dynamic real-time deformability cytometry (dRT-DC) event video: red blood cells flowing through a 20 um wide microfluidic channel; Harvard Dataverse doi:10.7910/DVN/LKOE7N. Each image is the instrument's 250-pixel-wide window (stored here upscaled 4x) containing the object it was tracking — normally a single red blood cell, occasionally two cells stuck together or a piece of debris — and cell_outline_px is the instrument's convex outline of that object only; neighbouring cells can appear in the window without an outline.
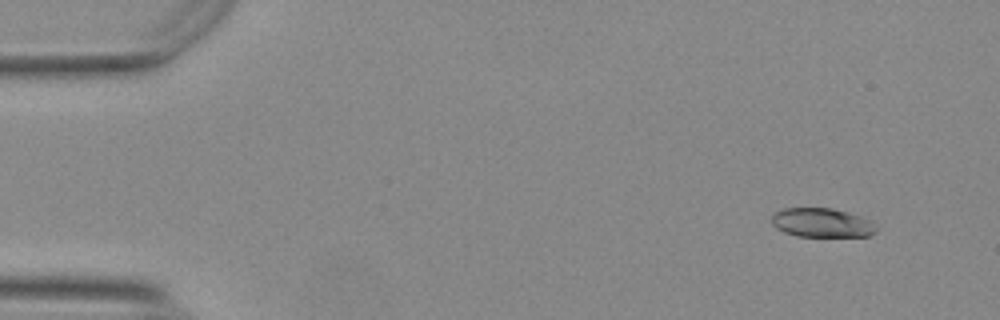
{"species": "Egyptian fruit bat (a non-hibernating species)", "species_latin": "Rousettus aegyptiacus", "temperature_condition": "warm", "stored_images_in_passage": 54, "camera_frame_rate_fps": 3000, "um_per_image_px": 0.085, "animal": {"sex": "female"}, "frame": {"image": 1, "passage_image": 5, "time_ms": 1.333, "image_size_px": [1000, 320], "cell_outline_px": [[876, 232], [868, 236], [796, 236], [784, 232], [776, 228], [772, 224], [772, 216], [776, 212], [784, 208], [832, 208], [860, 216], [872, 220], [876, 228]], "centroid_in_image_um": [69.86, 18.93], "position_along_channel_um": 15.1, "area_um2": 17.69}}
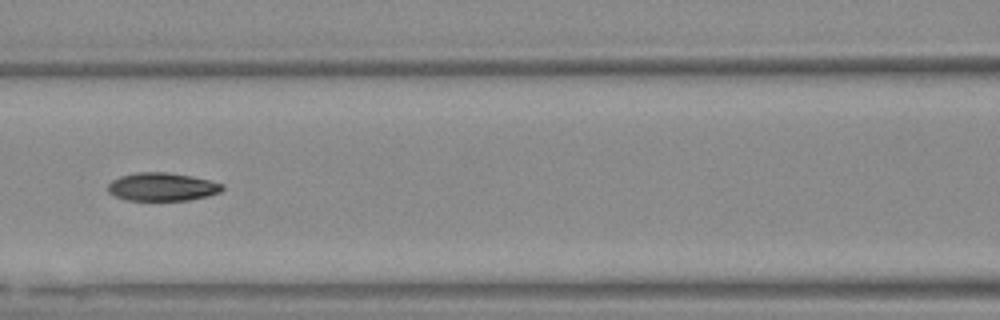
{"frame": {"image": 2, "passage_image": 25, "time_ms": 8.0, "image_size_px": [1000, 320], "cell_outline_px": [[224, 188], [220, 192], [208, 196], [188, 200], [128, 200], [116, 196], [108, 192], [108, 184], [112, 180], [120, 176], [136, 172], [164, 172], [192, 176], [224, 184]], "centroid_in_image_um": [13.79, 15.88], "position_along_channel_um": 152.8, "area_um2": 18.73}}
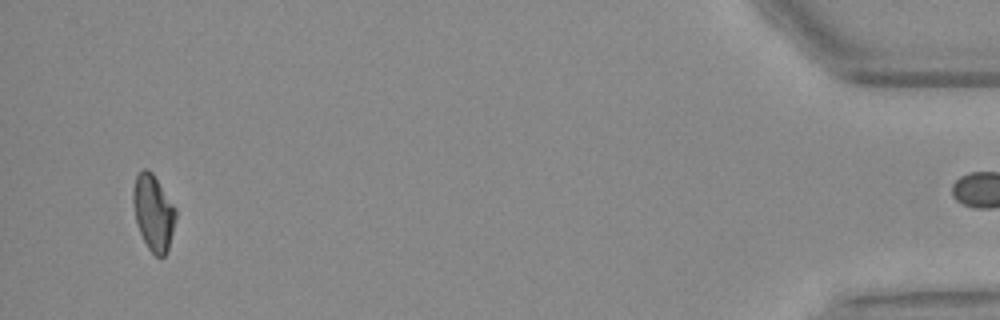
{"frame": {"image": 3, "passage_image": 53, "time_ms": 17.333, "image_size_px": [1000, 320], "cell_outline_px": [[176, 216], [168, 252], [164, 256], [156, 256], [148, 248], [140, 232], [136, 220], [132, 200], [132, 188], [136, 176], [144, 168], [148, 168], [152, 172], [176, 208]], "centroid_in_image_um": [13.03, 18.05], "position_along_channel_um": 422.2, "area_um2": 18.79}, "authors_computed_cell_mechanics": {"area_um2": 19.0162, "velocity_mm_per_s": 3.7602, "shape_relaxation_time_tau1_ms": 4.6224, "shape_relaxation_time_tau2_ms": 4.1078, "deformation_change_tau1": 0.1735, "deformation_change_tau2": 0.0874}}